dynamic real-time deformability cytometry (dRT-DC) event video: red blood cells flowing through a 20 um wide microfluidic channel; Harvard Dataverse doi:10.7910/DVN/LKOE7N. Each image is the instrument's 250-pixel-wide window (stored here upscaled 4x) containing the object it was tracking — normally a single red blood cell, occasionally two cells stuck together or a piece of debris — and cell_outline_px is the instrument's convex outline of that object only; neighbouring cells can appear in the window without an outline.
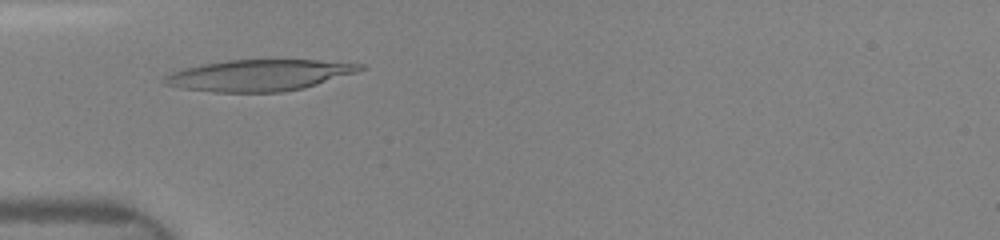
{"species": "human", "species_latin": "Homo sapiens", "temperature_condition": "room temperature", "stored_images_in_passage": 54, "camera_frame_rate_fps": 3000, "um_per_image_px": 0.085, "donor": {"sex": "female"}, "frame": {"image": 1, "passage_image": 14, "time_ms": 2.667, "image_size_px": [1000, 240], "cell_outline_px": [[368, 68], [356, 72], [304, 88], [284, 92], [212, 92], [180, 88], [164, 84], [164, 76], [172, 72], [184, 68], [204, 64], [228, 60], [316, 60], [364, 64]], "centroid_in_image_um": [22.03, 6.4], "position_along_channel_um": 63.0, "area_um2": 35.55}}
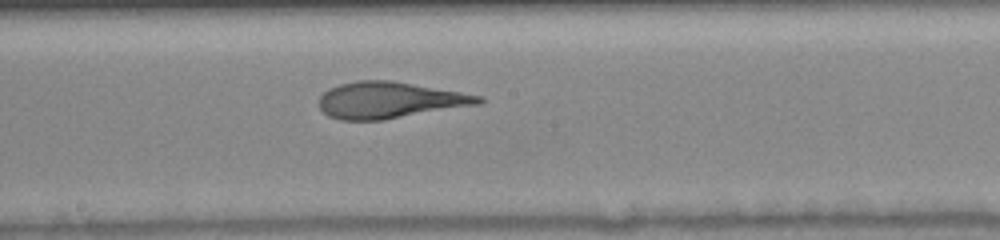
{"frame": {"image": 2, "passage_image": 30, "time_ms": 6.333, "image_size_px": [1000, 240], "cell_outline_px": [[484, 100], [480, 104], [384, 120], [340, 120], [328, 116], [320, 108], [316, 100], [328, 88], [340, 84], [356, 80], [392, 80], [484, 96]], "centroid_in_image_um": [33.09, 8.51], "position_along_channel_um": 215.1, "area_um2": 34.1}}
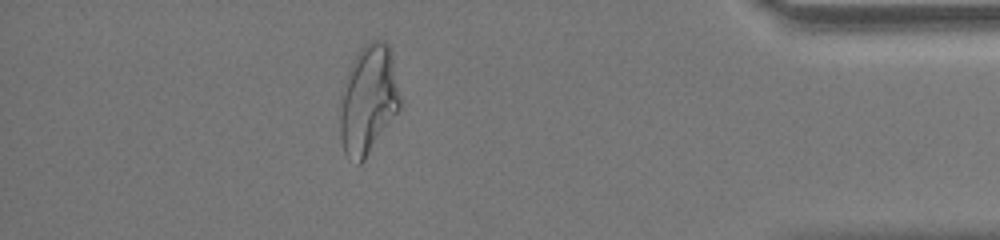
{"frame": {"image": 3, "passage_image": 48, "time_ms": 11.667, "image_size_px": [1000, 240], "cell_outline_px": [[400, 108], [364, 160], [360, 164], [356, 164], [344, 152], [340, 140], [340, 92], [344, 80], [352, 60], [360, 48], [364, 44], [372, 40], [384, 40], [392, 48], [400, 96]], "centroid_in_image_um": [31.29, 8.42], "position_along_channel_um": 403.9, "area_um2": 38.61}}